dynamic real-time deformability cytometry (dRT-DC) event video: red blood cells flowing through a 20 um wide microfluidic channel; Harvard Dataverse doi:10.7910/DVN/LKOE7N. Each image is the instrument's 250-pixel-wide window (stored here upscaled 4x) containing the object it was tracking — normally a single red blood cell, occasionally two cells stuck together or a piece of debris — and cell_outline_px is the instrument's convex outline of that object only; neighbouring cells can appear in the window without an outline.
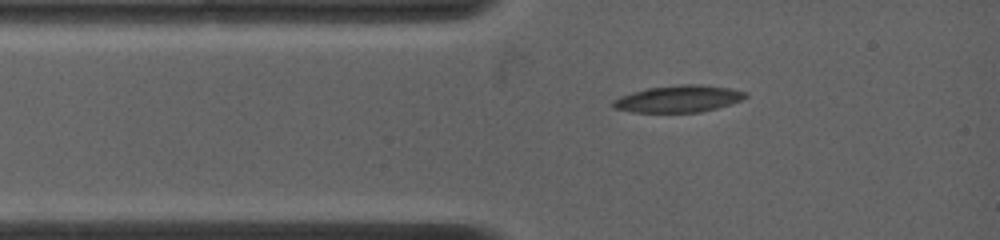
{"species": "common noctule bat (a hibernating species)", "species_latin": "Nyctalus noctula", "temperature_condition": "warm", "stored_images_in_passage": 35, "camera_frame_rate_fps": 4500, "um_per_image_px": 0.085, "animal": {"sex": "female", "body_mass_g": 19.0, "forearm_length_mm": 53.3}, "frame": {"image": 1, "passage_image": 1, "time_ms": 0.0, "image_size_px": [1000, 240], "cell_outline_px": [[748, 96], [732, 104], [700, 112], [632, 112], [612, 108], [612, 100], [620, 96], [632, 92], [648, 88], [680, 84], [700, 84], [732, 88], [748, 92]], "centroid_in_image_um": [57.68, 8.39], "position_along_channel_um": 27.3, "area_um2": 20.92}}
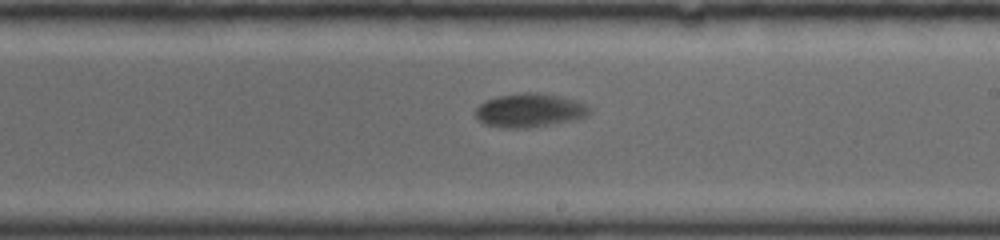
{"frame": {"image": 2, "passage_image": 14, "time_ms": 6.0, "image_size_px": [1000, 240], "cell_outline_px": [[588, 112], [584, 116], [568, 120], [528, 128], [500, 128], [484, 124], [476, 116], [476, 108], [484, 100], [496, 96], [524, 92], [536, 92], [580, 100], [588, 108]], "centroid_in_image_um": [44.93, 9.36], "position_along_channel_um": 244.1, "area_um2": 22.14}}
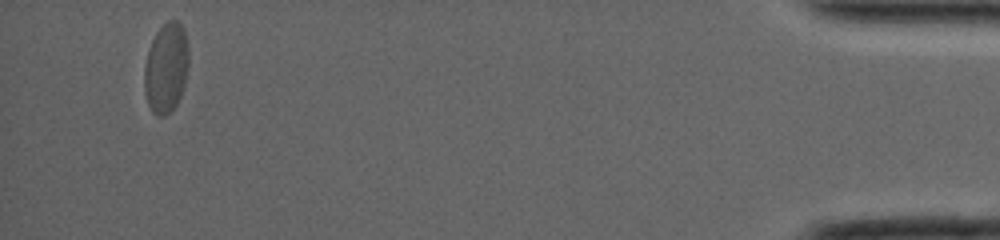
{"frame": {"image": 3, "passage_image": 31, "time_ms": 13.778, "image_size_px": [1000, 240], "cell_outline_px": [[188, 68], [184, 88], [176, 104], [164, 116], [156, 116], [152, 112], [148, 104], [144, 92], [144, 68], [148, 48], [156, 32], [168, 20], [176, 20], [184, 28], [188, 48]], "centroid_in_image_um": [14.11, 5.77], "position_along_channel_um": 421.1, "area_um2": 23.41}, "authors_computed_cell_mechanics": {"area_um2": 22.4264, "velocity_mm_per_s": 3.7529, "shape_relaxation_time_tau1_ms": 10.7484, "shape_relaxation_time_tau2_ms": null, "deformation_change_tau1": 0.2443, "deformation_change_tau2": null}}